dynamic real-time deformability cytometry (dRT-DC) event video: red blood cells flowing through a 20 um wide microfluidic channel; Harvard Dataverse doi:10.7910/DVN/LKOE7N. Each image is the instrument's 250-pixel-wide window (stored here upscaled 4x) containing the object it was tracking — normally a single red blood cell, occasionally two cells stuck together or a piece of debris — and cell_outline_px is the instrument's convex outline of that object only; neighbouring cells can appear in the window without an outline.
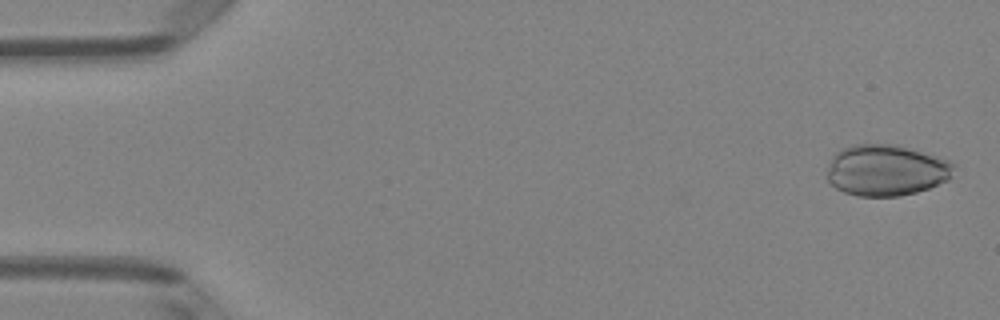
{"species": "Egyptian fruit bat (a non-hibernating species)", "species_latin": "Rousettus aegyptiacus", "temperature_condition": "room temperature", "stored_images_in_passage": 50, "camera_frame_rate_fps": 3000, "um_per_image_px": 0.085, "animal": {"sex": "female"}, "frame": {"image": 1, "passage_image": 2, "time_ms": 0.333, "image_size_px": [1000, 320], "cell_outline_px": [[956, 164], [948, 180], [928, 188], [916, 192], [900, 196], [856, 196], [844, 192], [836, 188], [828, 180], [828, 164], [832, 156], [840, 148], [852, 144], [900, 144], [948, 160]], "centroid_in_image_um": [75.31, 14.45], "position_along_channel_um": 9.7, "area_um2": 38.09}}